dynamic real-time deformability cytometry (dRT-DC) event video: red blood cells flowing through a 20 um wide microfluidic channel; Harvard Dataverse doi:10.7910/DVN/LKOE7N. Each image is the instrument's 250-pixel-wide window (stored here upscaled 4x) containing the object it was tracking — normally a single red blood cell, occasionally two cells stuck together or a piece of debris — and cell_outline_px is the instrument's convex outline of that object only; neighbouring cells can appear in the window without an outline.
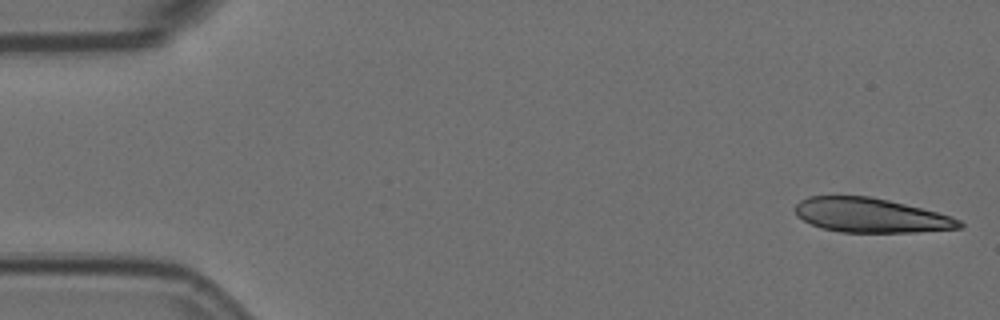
{"species": "Egyptian fruit bat (a non-hibernating species)", "species_latin": "Rousettus aegyptiacus", "temperature_condition": "room temperature", "stored_images_in_passage": 15, "camera_frame_rate_fps": 3000, "um_per_image_px": 0.085, "animal": {"sex": "female"}, "frame": {"image": 1, "passage_image": 1, "time_ms": 0.0, "image_size_px": [1000, 320], "cell_outline_px": [[964, 228], [916, 232], [840, 232], [824, 228], [812, 224], [796, 216], [792, 208], [800, 200], [808, 196], [872, 196], [936, 212], [960, 220], [964, 224]], "centroid_in_image_um": [73.98, 18.3], "position_along_channel_um": 11.0, "area_um2": 32.83}}